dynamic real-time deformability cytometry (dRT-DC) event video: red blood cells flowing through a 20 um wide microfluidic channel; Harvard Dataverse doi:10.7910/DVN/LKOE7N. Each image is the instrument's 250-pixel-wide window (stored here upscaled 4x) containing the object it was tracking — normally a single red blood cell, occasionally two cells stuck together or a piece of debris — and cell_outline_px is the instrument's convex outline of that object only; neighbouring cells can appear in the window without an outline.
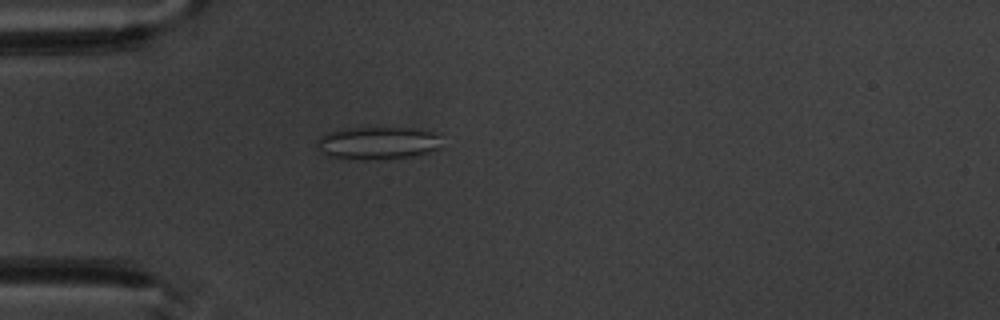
{"species": "common noctule bat (a hibernating species)", "species_latin": "Nyctalus noctula", "temperature_condition": "warm", "stored_images_in_passage": 3, "camera_frame_rate_fps": 3000, "um_per_image_px": 0.085, "animal": {"sex": "male", "body_mass_g": 20.1, "forearm_length_mm": 53.5}, "frame": {"image": 1, "passage_image": 3, "time_ms": 2.333, "image_size_px": [1000, 320], "cell_outline_px": [[440, 148], [416, 156], [384, 160], [360, 160], [324, 156], [316, 148], [316, 140], [324, 132], [348, 128], [408, 128], [436, 132], [440, 136]], "centroid_in_image_um": [32.05, 12.18], "position_along_channel_um": 52.9, "area_um2": 24.45}}